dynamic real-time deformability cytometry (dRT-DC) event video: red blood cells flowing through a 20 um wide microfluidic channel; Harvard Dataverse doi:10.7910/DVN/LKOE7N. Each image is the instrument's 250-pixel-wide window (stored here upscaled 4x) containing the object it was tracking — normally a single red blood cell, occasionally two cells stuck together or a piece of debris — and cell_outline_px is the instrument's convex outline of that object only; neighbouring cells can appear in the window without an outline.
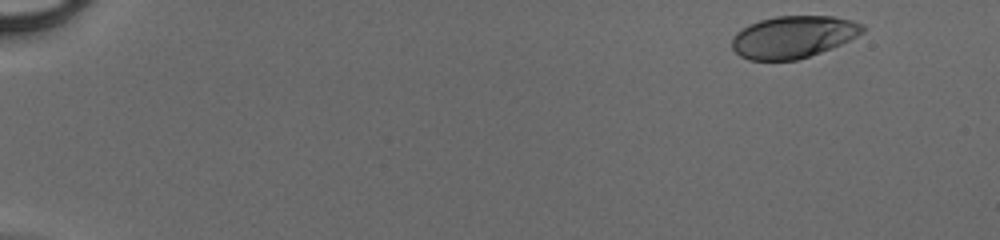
{"species": "human", "species_latin": "Homo sapiens", "temperature_condition": "cold", "stored_images_in_passage": 47, "camera_frame_rate_fps": 3000, "um_per_image_px": 0.085, "donor": {"sex": "male"}, "frame": {"image": 1, "passage_image": 2, "time_ms": 0.333, "image_size_px": [1000, 240], "cell_outline_px": [[868, 28], [864, 32], [832, 48], [796, 60], [748, 60], [740, 56], [732, 48], [732, 36], [736, 32], [748, 24], [760, 20], [776, 16], [832, 16], [852, 20], [864, 24]], "centroid_in_image_um": [67.42, 3.13], "position_along_channel_um": 17.6, "area_um2": 32.19}}
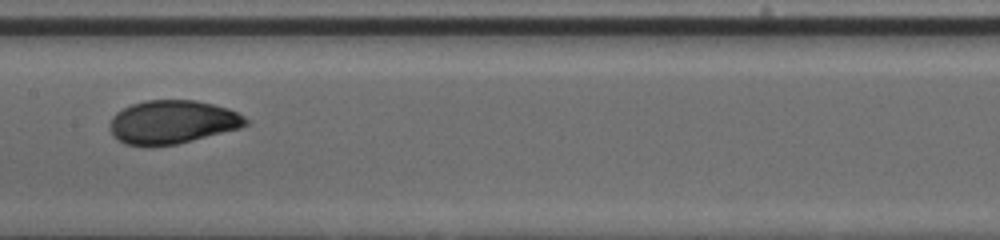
{"frame": {"image": 2, "passage_image": 25, "time_ms": 8.0, "image_size_px": [1000, 240], "cell_outline_px": [[248, 124], [240, 128], [176, 144], [144, 148], [124, 144], [112, 136], [108, 128], [108, 124], [112, 116], [116, 112], [132, 104], [144, 100], [196, 100], [228, 108], [244, 116], [248, 120]], "centroid_in_image_um": [14.58, 10.39], "position_along_channel_um": 192.8, "area_um2": 34.91}}
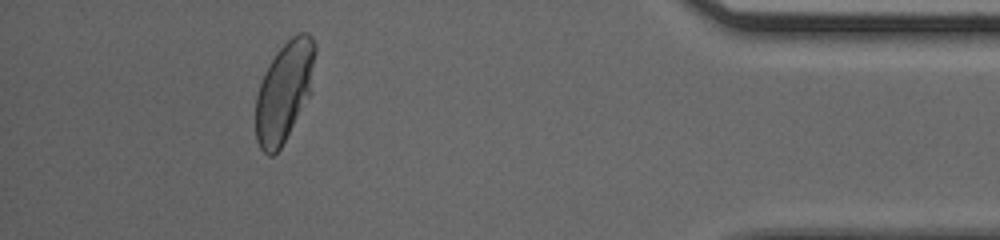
{"frame": {"image": 3, "passage_image": 43, "time_ms": 14.0, "image_size_px": [1000, 240], "cell_outline_px": [[316, 52], [308, 96], [280, 148], [272, 156], [268, 156], [260, 148], [256, 140], [256, 96], [264, 72], [268, 64], [276, 52], [292, 36], [300, 32], [308, 32], [312, 36], [316, 44]], "centroid_in_image_um": [24.14, 7.73], "position_along_channel_um": 411.1, "area_um2": 33.99}}